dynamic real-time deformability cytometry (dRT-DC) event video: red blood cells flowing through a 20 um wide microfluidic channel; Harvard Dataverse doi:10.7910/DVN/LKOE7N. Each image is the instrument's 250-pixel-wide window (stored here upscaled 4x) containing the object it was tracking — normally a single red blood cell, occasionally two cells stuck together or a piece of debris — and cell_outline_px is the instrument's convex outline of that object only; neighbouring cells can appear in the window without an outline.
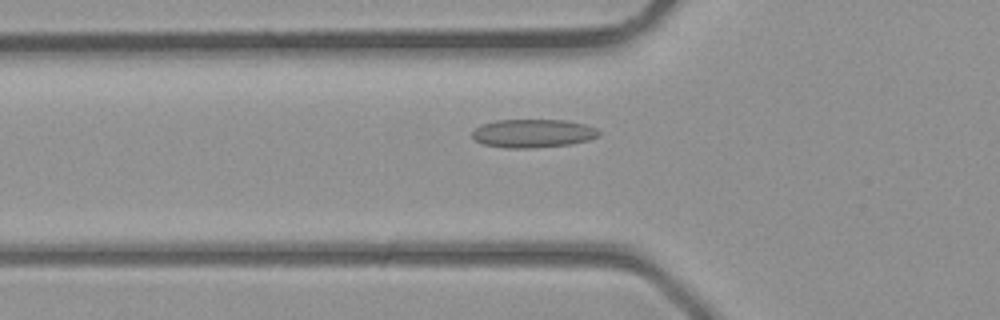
{"species": "common noctule bat (a hibernating species)", "species_latin": "Nyctalus noctula", "temperature_condition": "room temperature", "stored_images_in_passage": 39, "camera_frame_rate_fps": 3000, "um_per_image_px": 0.085, "animal": {"sex": "male", "body_mass_g": 23.1, "forearm_length_mm": 52.7}, "frame": {"image": 1, "passage_image": 14, "time_ms": 4.333, "image_size_px": [1000, 320], "cell_outline_px": [[600, 132], [596, 136], [588, 140], [568, 144], [532, 148], [504, 148], [484, 144], [476, 140], [472, 136], [472, 132], [480, 124], [496, 120], [564, 120], [584, 124], [596, 128]], "centroid_in_image_um": [45.26, 11.33], "position_along_channel_um": 80.5, "area_um2": 20.81}}
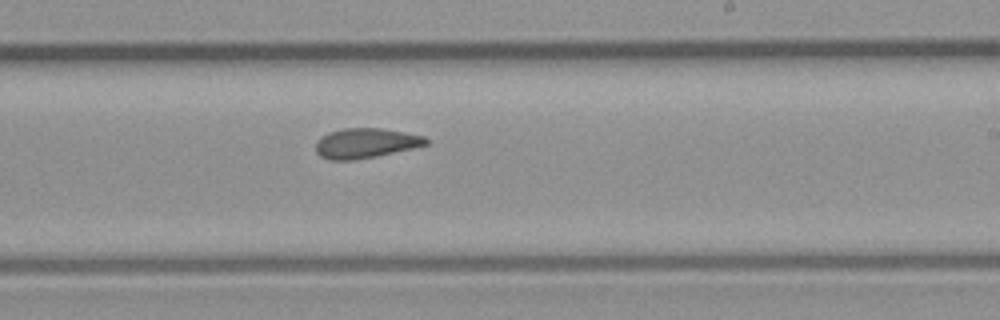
{"frame": {"image": 2, "passage_image": 24, "time_ms": 7.667, "image_size_px": [1000, 320], "cell_outline_px": [[428, 144], [412, 148], [376, 156], [352, 160], [332, 160], [320, 156], [316, 152], [316, 140], [320, 136], [328, 132], [344, 128], [380, 128], [424, 136], [428, 140]], "centroid_in_image_um": [31.03, 12.16], "position_along_channel_um": 258.0, "area_um2": 19.07}}
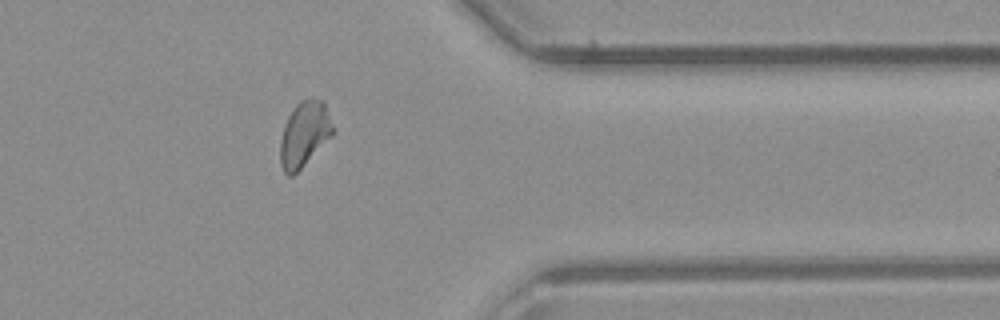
{"frame": {"image": 3, "passage_image": 32, "time_ms": 10.333, "image_size_px": [1000, 320], "cell_outline_px": [[332, 132], [300, 168], [292, 176], [288, 176], [284, 172], [280, 164], [280, 140], [284, 124], [288, 116], [296, 104], [300, 100], [324, 100], [332, 124]], "centroid_in_image_um": [25.8, 11.38], "position_along_channel_um": 385.6, "area_um2": 19.19}}